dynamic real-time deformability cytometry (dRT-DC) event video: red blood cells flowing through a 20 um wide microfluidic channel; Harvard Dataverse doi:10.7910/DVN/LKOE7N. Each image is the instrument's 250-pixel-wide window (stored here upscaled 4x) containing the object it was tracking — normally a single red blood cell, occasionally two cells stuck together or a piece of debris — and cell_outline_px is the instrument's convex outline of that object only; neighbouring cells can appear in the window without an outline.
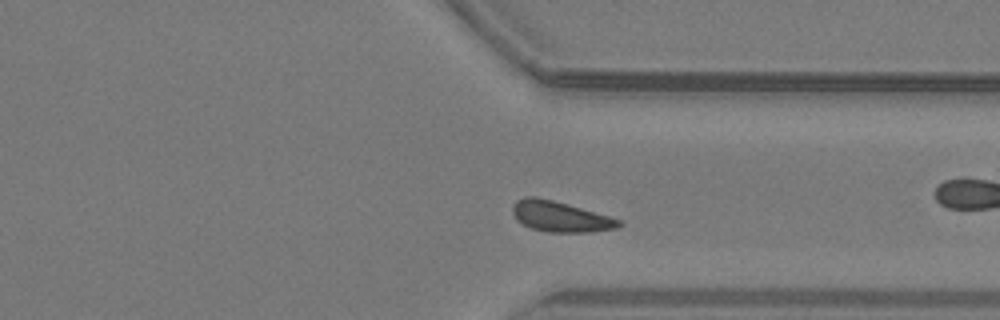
{"species": "common noctule bat (a hibernating species)", "species_latin": "Nyctalus noctula", "temperature_condition": "warm", "stored_images_in_passage": 44, "camera_frame_rate_fps": 3000, "um_per_image_px": 0.085, "animal": {"sex": "male", "body_mass_g": 19.2, "forearm_length_mm": 51.8}, "frame": {"image": 1, "passage_image": 32, "time_ms": 10.333, "image_size_px": [1000, 320], "cell_outline_px": [[624, 224], [616, 228], [592, 232], [548, 232], [532, 228], [516, 220], [512, 212], [512, 204], [516, 200], [524, 196], [536, 196], [568, 204], [608, 216], [620, 220]], "centroid_in_image_um": [47.59, 18.4], "position_along_channel_um": 363.8, "area_um2": 18.9}}